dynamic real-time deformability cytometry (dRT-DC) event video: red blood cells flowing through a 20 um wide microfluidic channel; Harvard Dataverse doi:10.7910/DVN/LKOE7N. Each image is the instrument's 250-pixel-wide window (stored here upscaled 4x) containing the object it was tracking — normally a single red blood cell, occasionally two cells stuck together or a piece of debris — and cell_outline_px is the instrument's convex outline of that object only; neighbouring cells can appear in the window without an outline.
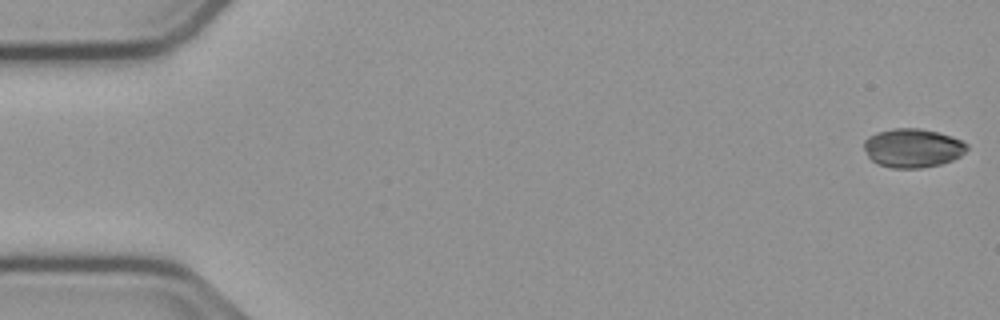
{"species": "common noctule bat (a hibernating species)", "species_latin": "Nyctalus noctula", "temperature_condition": "cold", "stored_images_in_passage": 54, "camera_frame_rate_fps": 3000, "um_per_image_px": 0.085, "animal": {"sex": "male", "body_mass_g": 23.1, "forearm_length_mm": 52.7}, "frame": {"image": 1, "passage_image": 1, "time_ms": 0.0, "image_size_px": [1000, 320], "cell_outline_px": [[968, 148], [960, 156], [952, 160], [940, 164], [920, 168], [892, 168], [880, 164], [872, 160], [868, 156], [864, 148], [864, 140], [868, 136], [876, 132], [892, 128], [920, 128], [940, 132], [952, 136], [968, 144]], "centroid_in_image_um": [77.58, 12.56], "position_along_channel_um": 7.4, "area_um2": 23.41}}
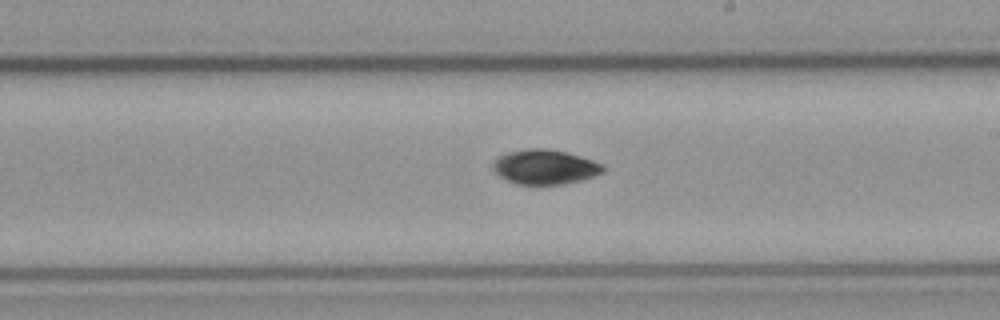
{"frame": {"image": 2, "passage_image": 31, "time_ms": 10.0, "image_size_px": [1000, 320], "cell_outline_px": [[604, 172], [580, 180], [560, 184], [516, 184], [500, 176], [492, 168], [492, 164], [496, 156], [508, 152], [528, 148], [544, 148], [568, 152], [604, 164]], "centroid_in_image_um": [46.29, 14.17], "position_along_channel_um": 242.7, "area_um2": 22.2}}
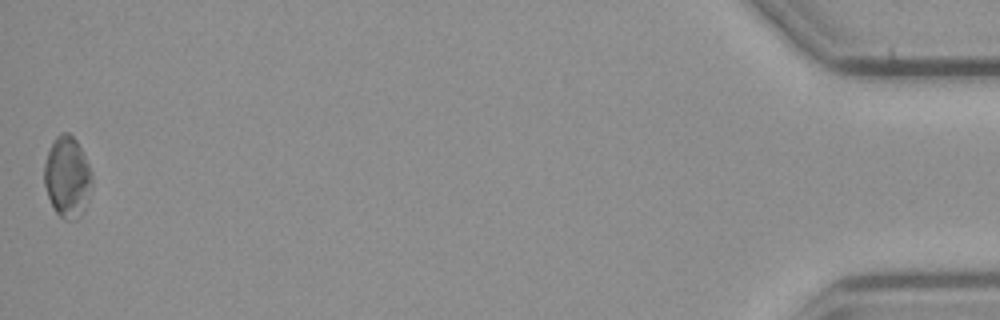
{"frame": {"image": 3, "passage_image": 54, "time_ms": 17.667, "image_size_px": [1000, 320], "cell_outline_px": [[92, 188], [68, 216], [64, 220], [56, 212], [48, 196], [44, 184], [44, 164], [52, 140], [60, 132], [68, 132], [76, 140], [92, 172]], "centroid_in_image_um": [5.64, 14.83], "position_along_channel_um": 429.6, "area_um2": 20.92}, "authors_computed_cell_mechanics": {"area_um2": 22.1374, "velocity_mm_per_s": 3.779, "shape_relaxation_time_tau1_ms": 3.0775, "shape_relaxation_time_tau2_ms": null, "deformation_change_tau1": 0.0504, "deformation_change_tau2": null}}